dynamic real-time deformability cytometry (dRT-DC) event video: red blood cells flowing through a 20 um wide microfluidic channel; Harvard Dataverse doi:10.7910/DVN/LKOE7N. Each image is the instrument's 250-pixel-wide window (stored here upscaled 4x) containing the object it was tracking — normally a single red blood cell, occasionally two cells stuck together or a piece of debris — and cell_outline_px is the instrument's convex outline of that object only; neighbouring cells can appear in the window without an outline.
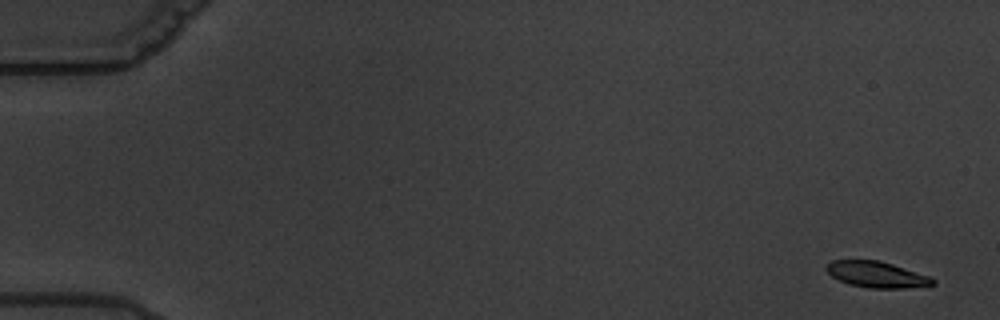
{"species": "common noctule bat (a hibernating species)", "species_latin": "Nyctalus noctula", "temperature_condition": "warm", "stored_images_in_passage": 7, "camera_frame_rate_fps": 3000, "um_per_image_px": 0.085, "animal": {"sex": "male", "body_mass_g": 19.5, "forearm_length_mm": 54.6}, "frame": {"image": 1, "passage_image": 1, "time_ms": 0.0, "image_size_px": [1000, 320], "cell_outline_px": [[936, 284], [904, 288], [868, 288], [848, 284], [832, 276], [824, 268], [832, 260], [880, 260], [928, 276], [936, 280]], "centroid_in_image_um": [74.49, 23.33], "position_along_channel_um": 10.5, "area_um2": 16.01}}
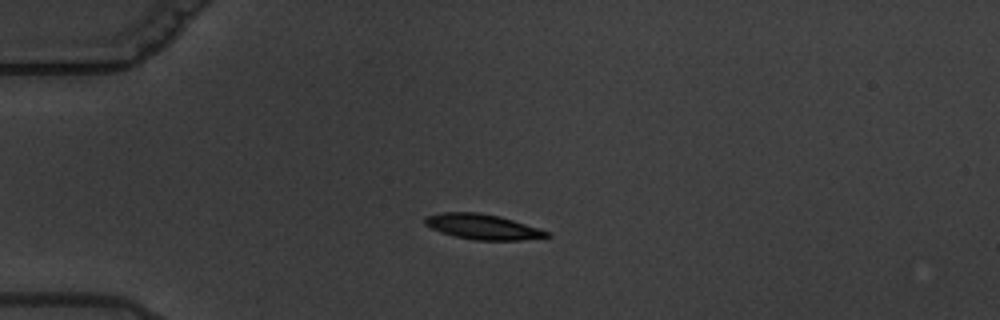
{"frame": {"image": 2, "passage_image": 5, "time_ms": 4.667, "image_size_px": [1000, 320], "cell_outline_px": [[552, 236], [520, 240], [476, 240], [456, 236], [440, 232], [424, 224], [424, 216], [444, 212], [480, 212], [500, 216], [552, 232]], "centroid_in_image_um": [41.04, 19.26], "position_along_channel_um": 44.0, "area_um2": 17.98}}
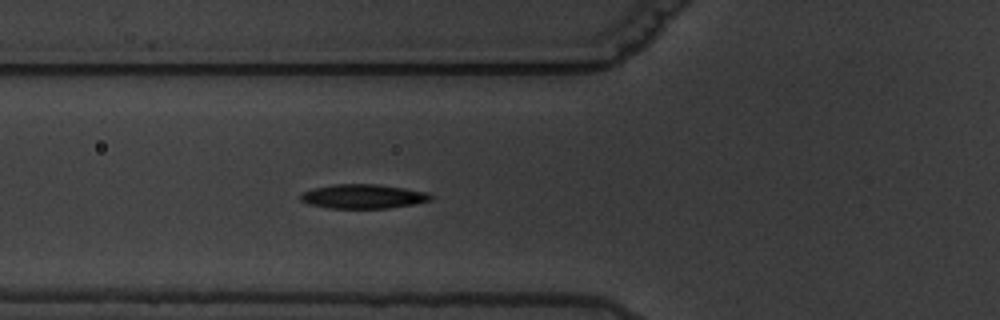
{"frame": {"image": 3, "passage_image": 7, "time_ms": 7.0, "image_size_px": [1000, 320], "cell_outline_px": [[432, 200], [412, 204], [388, 208], [328, 208], [308, 204], [300, 200], [300, 196], [304, 192], [316, 188], [336, 184], [376, 184], [404, 188], [428, 192], [432, 196]], "centroid_in_image_um": [30.88, 16.7], "position_along_channel_um": 94.9, "area_um2": 18.21}}